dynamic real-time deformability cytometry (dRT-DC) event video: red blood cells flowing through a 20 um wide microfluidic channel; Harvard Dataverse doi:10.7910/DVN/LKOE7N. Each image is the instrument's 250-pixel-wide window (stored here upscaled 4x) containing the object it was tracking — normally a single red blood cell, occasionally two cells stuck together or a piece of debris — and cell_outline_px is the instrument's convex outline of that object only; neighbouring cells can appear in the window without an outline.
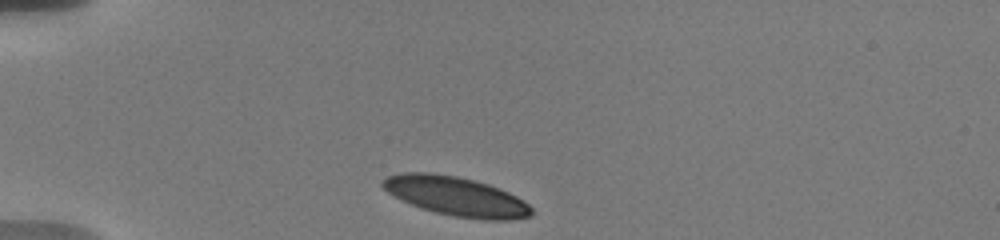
{"species": "human", "species_latin": "Homo sapiens", "temperature_condition": "warm", "stored_images_in_passage": 12, "camera_frame_rate_fps": 3000, "um_per_image_px": 0.085, "donor": {"sex": "male"}, "frame": {"image": 1, "passage_image": 1, "time_ms": 0.0, "image_size_px": [1000, 240], "cell_outline_px": [[532, 216], [508, 220], [484, 220], [456, 216], [436, 212], [420, 208], [388, 192], [380, 184], [380, 180], [388, 176], [400, 172], [432, 172], [456, 176], [488, 184], [500, 188], [524, 200], [532, 208]], "centroid_in_image_um": [38.77, 16.67], "position_along_channel_um": 46.2, "area_um2": 33.87}}
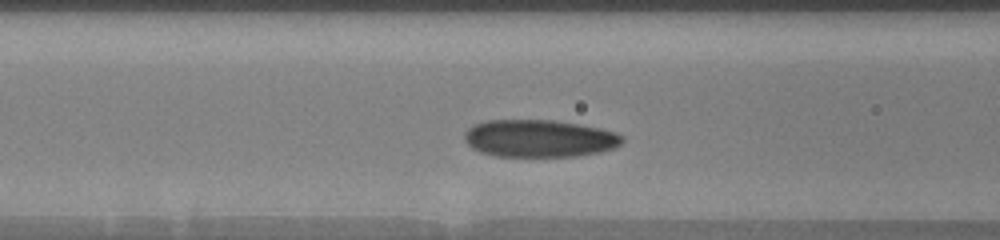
{"frame": {"image": 2, "passage_image": 6, "time_ms": 3.0, "image_size_px": [1000, 240], "cell_outline_px": [[624, 140], [616, 148], [600, 152], [576, 156], [496, 156], [480, 152], [472, 148], [464, 140], [464, 132], [472, 124], [488, 120], [552, 120], [600, 128], [616, 132], [624, 136]], "centroid_in_image_um": [45.83, 11.76], "position_along_channel_um": 120.8, "area_um2": 34.56}}
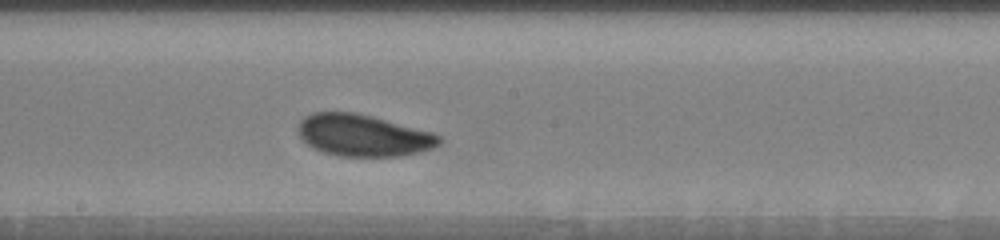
{"frame": {"image": 3, "passage_image": 12, "time_ms": 5.667, "image_size_px": [1000, 240], "cell_outline_px": [[444, 140], [440, 144], [432, 148], [420, 152], [400, 156], [340, 156], [324, 152], [312, 148], [300, 136], [300, 120], [304, 116], [312, 112], [352, 112], [372, 116], [432, 132], [440, 136]], "centroid_in_image_um": [30.9, 11.51], "position_along_channel_um": 217.3, "area_um2": 34.22}}